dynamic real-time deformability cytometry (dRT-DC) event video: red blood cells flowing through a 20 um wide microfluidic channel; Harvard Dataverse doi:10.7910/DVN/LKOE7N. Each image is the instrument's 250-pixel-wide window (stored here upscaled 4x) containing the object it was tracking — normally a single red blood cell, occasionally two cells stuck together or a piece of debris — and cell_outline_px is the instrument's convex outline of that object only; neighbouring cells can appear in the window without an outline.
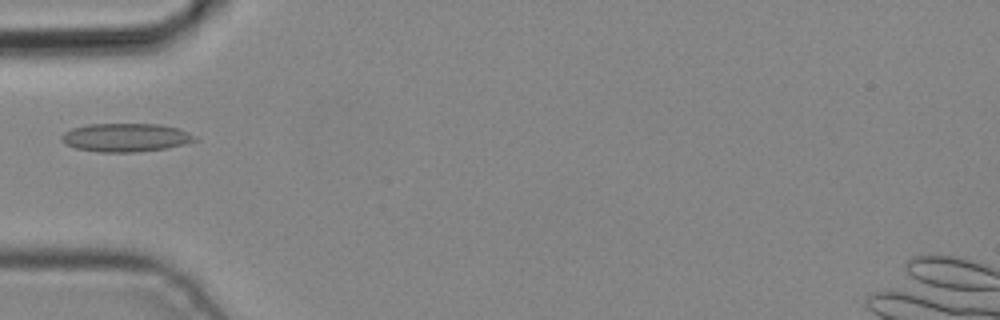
{"species": "common noctule bat (a hibernating species)", "species_latin": "Nyctalus noctula", "temperature_condition": "cold", "stored_images_in_passage": 2, "camera_frame_rate_fps": 3000, "um_per_image_px": 0.085, "animal": {"sex": "male", "body_mass_g": 19.2, "forearm_length_mm": 51.8}, "frame": {"image": 1, "passage_image": 2, "time_ms": 0.333, "image_size_px": [1000, 320], "cell_outline_px": [[200, 140], [184, 144], [164, 148], [136, 152], [100, 152], [76, 148], [64, 144], [60, 140], [60, 136], [64, 132], [72, 128], [88, 124], [160, 124], [180, 128], [200, 136]], "centroid_in_image_um": [10.73, 11.68], "position_along_channel_um": 74.3, "area_um2": 22.43}}